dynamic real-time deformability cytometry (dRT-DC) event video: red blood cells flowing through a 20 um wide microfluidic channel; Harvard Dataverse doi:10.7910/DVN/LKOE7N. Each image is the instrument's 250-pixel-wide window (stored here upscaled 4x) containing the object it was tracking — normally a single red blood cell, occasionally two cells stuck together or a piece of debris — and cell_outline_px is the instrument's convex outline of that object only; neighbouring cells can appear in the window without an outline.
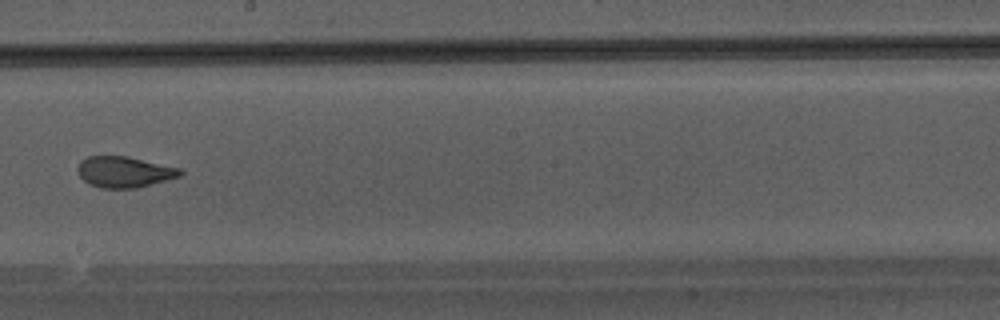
{"species": "Egyptian fruit bat (a non-hibernating species)", "species_latin": "Rousettus aegyptiacus", "temperature_condition": "warm", "stored_images_in_passage": 45, "camera_frame_rate_fps": 3000, "um_per_image_px": 0.085, "animal": {"sex": "male"}, "frame": {"image": 1, "passage_image": 26, "time_ms": 8.333, "image_size_px": [1000, 320], "cell_outline_px": [[184, 172], [180, 176], [136, 188], [104, 188], [92, 184], [84, 180], [80, 176], [76, 168], [80, 160], [88, 156], [128, 156], [180, 168]], "centroid_in_image_um": [10.56, 14.6], "position_along_channel_um": 237.6, "area_um2": 18.38}}